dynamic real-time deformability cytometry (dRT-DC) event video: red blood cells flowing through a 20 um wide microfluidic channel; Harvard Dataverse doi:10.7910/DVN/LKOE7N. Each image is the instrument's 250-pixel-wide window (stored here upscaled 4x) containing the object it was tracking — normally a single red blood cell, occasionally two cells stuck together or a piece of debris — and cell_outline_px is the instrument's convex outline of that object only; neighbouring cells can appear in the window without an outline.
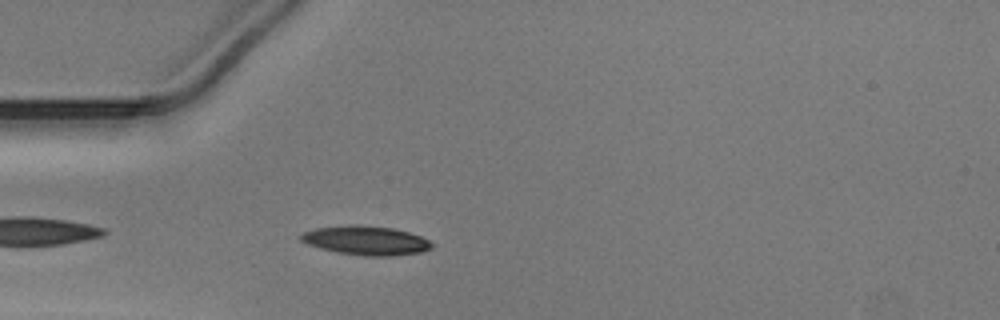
{"species": "Egyptian fruit bat (a non-hibernating species)", "species_latin": "Rousettus aegyptiacus", "temperature_condition": "warm", "stored_images_in_passage": 25, "camera_frame_rate_fps": 3000, "um_per_image_px": 0.085, "animal": {"sex": "male"}, "frame": {"image": 1, "passage_image": 3, "time_ms": 0.667, "image_size_px": [1000, 320], "cell_outline_px": [[436, 244], [432, 248], [420, 252], [392, 256], [364, 256], [340, 252], [320, 248], [308, 244], [300, 240], [296, 236], [304, 232], [316, 228], [348, 224], [360, 224], [392, 228], [408, 232], [420, 236]], "centroid_in_image_um": [31.1, 20.43], "position_along_channel_um": 53.9, "area_um2": 22.31}}
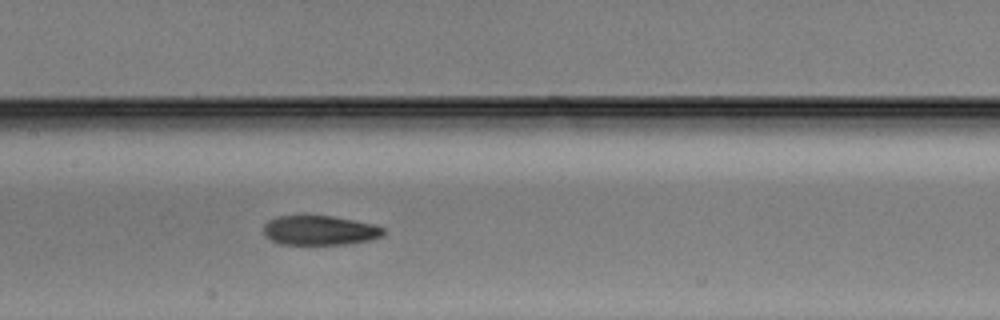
{"frame": {"image": 2, "passage_image": 13, "time_ms": 4.0, "image_size_px": [1000, 320], "cell_outline_px": [[384, 232], [380, 236], [368, 240], [344, 244], [280, 244], [264, 236], [264, 224], [268, 220], [276, 216], [332, 216], [372, 224], [384, 228]], "centroid_in_image_um": [27.12, 19.58], "position_along_channel_um": 180.3, "area_um2": 20.35}}
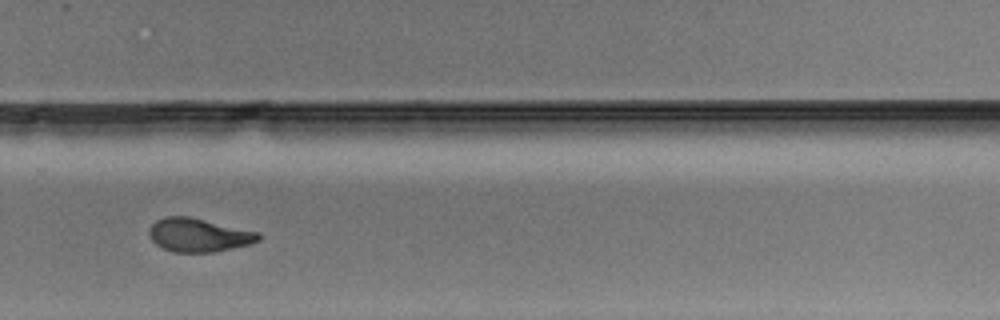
{"frame": {"image": 3, "passage_image": 23, "time_ms": 7.333, "image_size_px": [1000, 320], "cell_outline_px": [[260, 240], [248, 244], [212, 252], [172, 252], [156, 244], [152, 240], [148, 232], [152, 224], [156, 220], [164, 216], [188, 216], [260, 232]], "centroid_in_image_um": [16.87, 19.97], "position_along_channel_um": 312.9, "area_um2": 21.21}}